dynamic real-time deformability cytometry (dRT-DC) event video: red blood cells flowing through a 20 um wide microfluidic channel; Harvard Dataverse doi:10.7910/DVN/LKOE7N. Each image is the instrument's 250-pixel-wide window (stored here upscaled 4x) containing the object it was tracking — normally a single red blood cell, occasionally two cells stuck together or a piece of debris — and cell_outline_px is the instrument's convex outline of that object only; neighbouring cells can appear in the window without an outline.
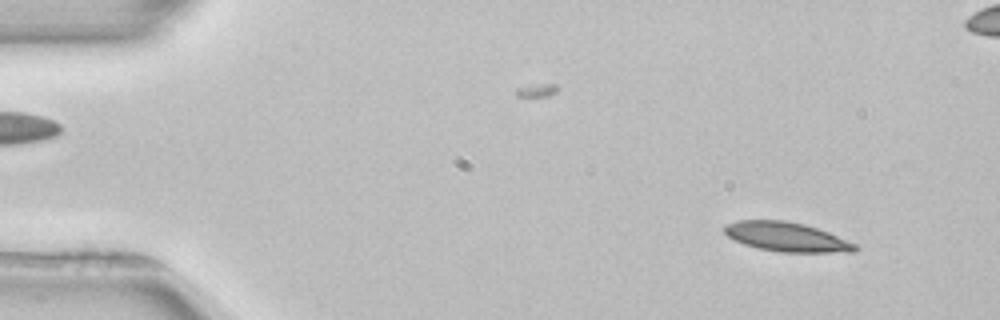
{"species": "common noctule bat (a hibernating species)", "species_latin": "Nyctalus noctula", "temperature_condition": "room temperature", "stored_images_in_passage": 53, "camera_frame_rate_fps": 3000, "um_per_image_px": 0.085, "animal": {"sex": "female", "body_mass_g": 22.7, "forearm_length_mm": 54.2}, "frame": {"image": 1, "passage_image": 5, "time_ms": 1.333, "image_size_px": [1000, 320], "cell_outline_px": [[860, 248], [856, 252], [780, 252], [756, 248], [744, 244], [728, 236], [724, 232], [724, 224], [736, 220], [784, 220], [804, 224], [828, 232], [856, 244]], "centroid_in_image_um": [66.85, 20.13], "position_along_channel_um": 18.1, "area_um2": 22.37}}
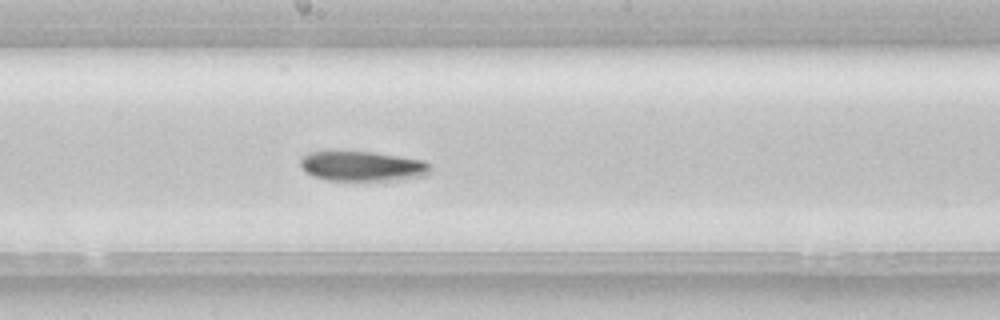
{"frame": {"image": 2, "passage_image": 28, "time_ms": 9.0, "image_size_px": [1000, 320], "cell_outline_px": [[432, 168], [428, 176], [396, 180], [328, 180], [312, 176], [304, 172], [300, 164], [300, 156], [308, 152], [372, 152], [424, 160]], "centroid_in_image_um": [30.8, 14.13], "position_along_channel_um": 217.4, "area_um2": 22.77}}
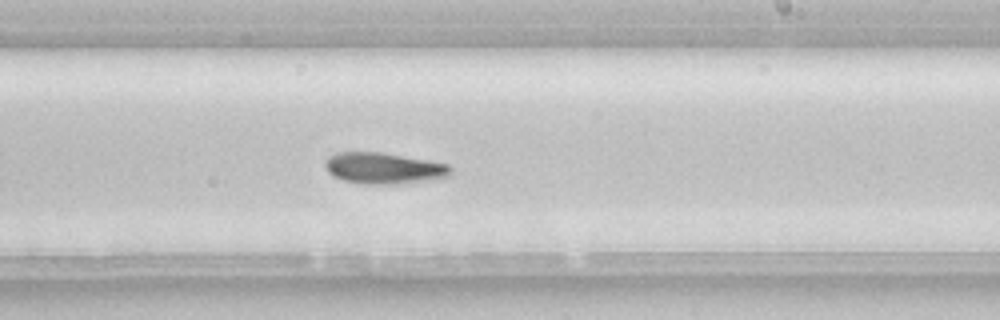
{"frame": {"image": 3, "passage_image": 31, "time_ms": 10.0, "image_size_px": [1000, 320], "cell_outline_px": [[452, 172], [448, 176], [436, 180], [396, 184], [364, 184], [344, 180], [332, 176], [328, 172], [324, 164], [324, 160], [328, 156], [336, 152], [384, 152], [428, 160], [448, 164], [452, 168]], "centroid_in_image_um": [32.63, 14.3], "position_along_channel_um": 256.4, "area_um2": 23.24}, "authors_computed_cell_mechanics": {"area_um2": 22.3108, "velocity_mm_per_s": 3.911, "shape_relaxation_time_tau1_ms": 8.764, "shape_relaxation_time_tau2_ms": null, "deformation_change_tau1": 0.2177, "deformation_change_tau2": null}}